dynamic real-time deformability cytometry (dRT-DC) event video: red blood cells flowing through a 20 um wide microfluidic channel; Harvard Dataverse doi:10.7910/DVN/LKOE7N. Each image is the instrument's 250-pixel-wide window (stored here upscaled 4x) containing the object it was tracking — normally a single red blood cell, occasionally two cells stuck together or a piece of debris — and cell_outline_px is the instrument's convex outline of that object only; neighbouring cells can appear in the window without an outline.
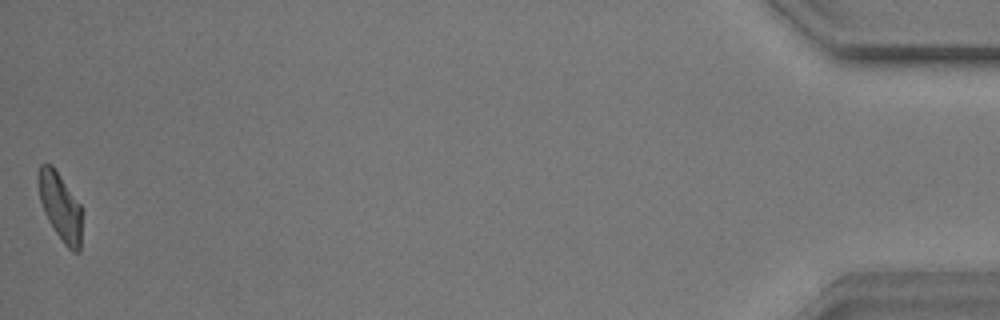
{"species": "common noctule bat (a hibernating species)", "species_latin": "Nyctalus noctula", "temperature_condition": "warm", "stored_images_in_passage": 55, "camera_frame_rate_fps": 3000, "um_per_image_px": 0.085, "animal": {"sex": "male", "body_mass_g": 17.9}, "frame": {"image": 1, "passage_image": 55, "time_ms": 18.0, "image_size_px": [1000, 320], "cell_outline_px": [[80, 252], [72, 252], [64, 244], [48, 220], [44, 212], [40, 200], [36, 180], [36, 176], [40, 164], [52, 164], [80, 204]], "centroid_in_image_um": [5.07, 17.52], "position_along_channel_um": 430.1, "area_um2": 17.05}, "authors_computed_cell_mechanics": {"area_um2": 17.8602, "velocity_mm_per_s": 3.7182, "shape_relaxation_time_tau1_ms": 7.978, "shape_relaxation_time_tau2_ms": 3.7626, "deformation_change_tau1": 0.2141, "deformation_change_tau2": 0.1228}}